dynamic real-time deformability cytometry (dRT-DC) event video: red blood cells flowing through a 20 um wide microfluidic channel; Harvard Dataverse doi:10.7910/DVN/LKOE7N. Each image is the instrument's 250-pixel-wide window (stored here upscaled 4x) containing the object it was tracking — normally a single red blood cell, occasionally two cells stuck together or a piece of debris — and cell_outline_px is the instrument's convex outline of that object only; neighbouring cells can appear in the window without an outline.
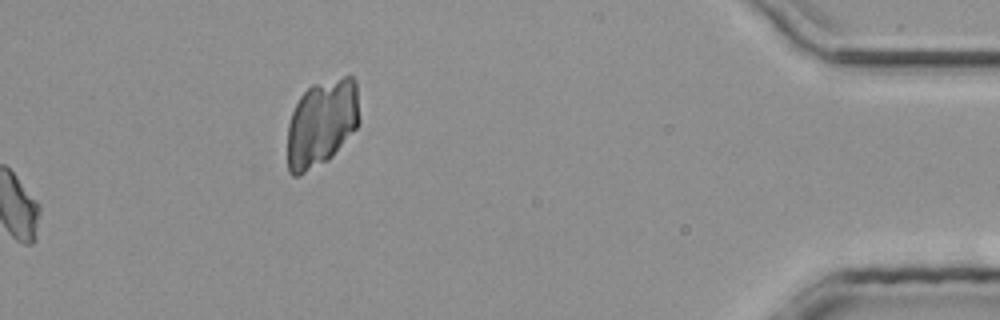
{"species": "common noctule bat (a hibernating species)", "species_latin": "Nyctalus noctula", "temperature_condition": "room temperature", "stored_images_in_passage": 33, "segment_of_instrument_passage": [2, 2], "camera_frame_rate_fps": 3000, "um_per_image_px": 0.085, "animal": {"sex": "male", "body_mass_g": 20.4}, "frame": {"image": 1, "passage_image": 33, "time_ms": 10.667, "image_size_px": [1000, 320], "cell_outline_px": [[360, 120], [356, 128], [332, 156], [328, 160], [300, 176], [292, 176], [288, 172], [288, 124], [292, 112], [300, 96], [312, 84], [344, 76], [352, 76], [356, 80]], "centroid_in_image_um": [27.34, 10.46], "position_along_channel_um": 407.9, "area_um2": 36.7}}